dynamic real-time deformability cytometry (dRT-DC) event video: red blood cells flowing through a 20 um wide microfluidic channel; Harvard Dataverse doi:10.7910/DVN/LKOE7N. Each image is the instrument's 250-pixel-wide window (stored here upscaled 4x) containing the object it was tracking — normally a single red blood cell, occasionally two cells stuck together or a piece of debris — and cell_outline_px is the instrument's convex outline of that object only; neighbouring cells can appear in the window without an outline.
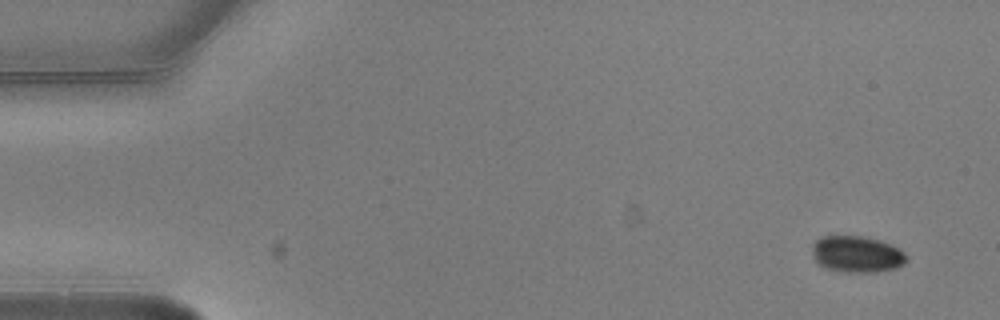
{"species": "common noctule bat (a hibernating species)", "species_latin": "Nyctalus noctula", "temperature_condition": "warm", "stored_images_in_passage": 4, "camera_frame_rate_fps": 3000, "um_per_image_px": 0.085, "animal": {"sex": "male", "body_mass_g": 20.5, "forearm_length_mm": 52.5}, "frame": {"image": 1, "passage_image": 1, "time_ms": 0.0, "image_size_px": [1000, 320], "cell_outline_px": [[908, 260], [904, 264], [896, 268], [876, 272], [848, 272], [824, 268], [812, 256], [812, 244], [820, 236], [860, 236], [880, 240], [904, 252], [908, 256]], "centroid_in_image_um": [72.82, 21.61], "position_along_channel_um": 12.2, "area_um2": 20.06}}